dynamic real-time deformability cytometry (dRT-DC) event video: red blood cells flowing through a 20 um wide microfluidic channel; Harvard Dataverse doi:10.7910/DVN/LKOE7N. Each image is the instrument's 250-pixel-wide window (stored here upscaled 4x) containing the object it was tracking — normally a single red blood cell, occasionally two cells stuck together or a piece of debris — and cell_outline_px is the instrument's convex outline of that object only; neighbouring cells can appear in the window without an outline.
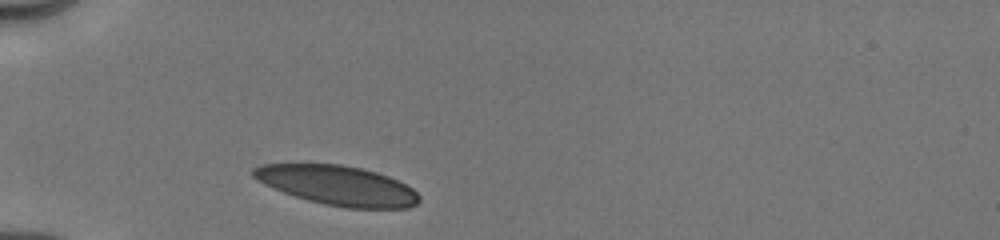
{"species": "human", "species_latin": "Homo sapiens", "temperature_condition": "cold", "stored_images_in_passage": 41, "camera_frame_rate_fps": 3000, "um_per_image_px": 0.085, "donor": {"sex": "male"}, "frame": {"image": 1, "passage_image": 1, "time_ms": 0.0, "image_size_px": [1000, 240], "cell_outline_px": [[420, 200], [416, 204], [408, 208], [348, 208], [324, 204], [308, 200], [272, 188], [264, 184], [252, 176], [252, 168], [260, 164], [340, 164], [360, 168], [376, 172], [388, 176], [412, 188], [420, 196]], "centroid_in_image_um": [28.68, 15.76], "position_along_channel_um": 56.3, "area_um2": 38.03}}
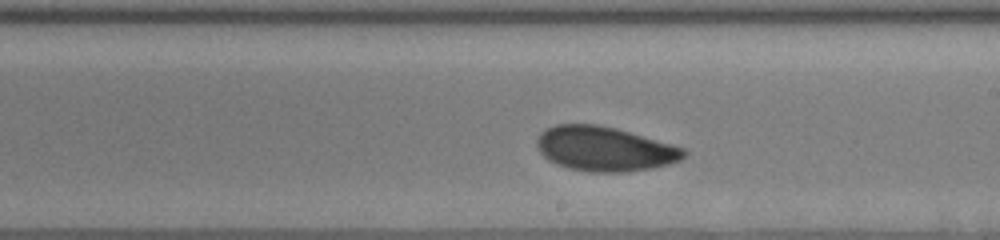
{"frame": {"image": 2, "passage_image": 21, "time_ms": 5.0, "image_size_px": [1000, 240], "cell_outline_px": [[688, 152], [680, 160], [668, 164], [652, 168], [628, 172], [588, 172], [568, 168], [556, 164], [548, 160], [540, 152], [536, 144], [536, 140], [540, 132], [556, 124], [600, 124], [616, 128], [672, 144], [684, 148]], "centroid_in_image_um": [51.38, 12.65], "position_along_channel_um": 237.6, "area_um2": 38.32}}
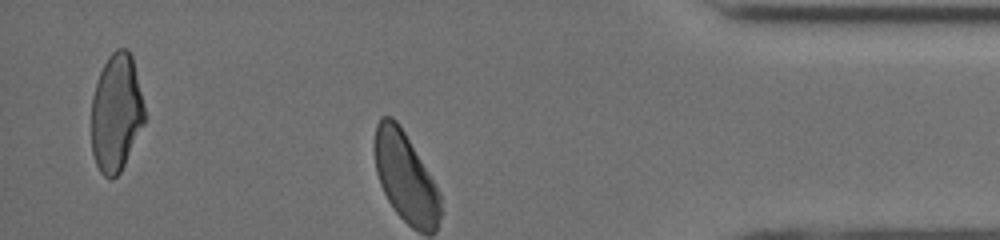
{"frame": {"image": 3, "passage_image": 40, "time_ms": 9.667, "image_size_px": [1000, 240], "cell_outline_px": [[144, 124], [120, 172], [112, 180], [104, 176], [100, 172], [96, 164], [92, 152], [92, 96], [100, 72], [108, 56], [116, 48], [128, 48], [132, 56], [144, 104]], "centroid_in_image_um": [9.87, 9.58], "position_along_channel_um": 425.3, "area_um2": 36.41}, "authors_computed_cell_mechanics": {"area_um2": 38.0324, "velocity_mm_per_s": 3.978, "shape_relaxation_time_tau1_ms": 2.5456, "shape_relaxation_time_tau2_ms": 2.3378, "deformation_change_tau1": 0.1126, "deformation_change_tau2": 0.0698}}